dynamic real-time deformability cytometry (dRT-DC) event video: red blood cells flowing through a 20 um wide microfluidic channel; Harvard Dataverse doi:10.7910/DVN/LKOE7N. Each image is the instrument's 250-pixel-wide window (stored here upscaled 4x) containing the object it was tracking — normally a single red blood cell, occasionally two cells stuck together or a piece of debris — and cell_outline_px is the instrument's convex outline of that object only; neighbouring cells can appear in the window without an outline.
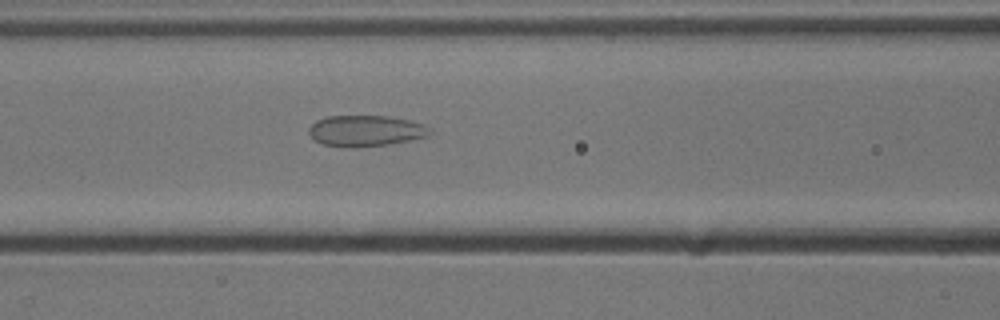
{"species": "common noctule bat (a hibernating species)", "species_latin": "Nyctalus noctula", "temperature_condition": "cold", "stored_images_in_passage": 34, "camera_frame_rate_fps": 3000, "um_per_image_px": 0.085, "animal": {"sex": "male", "body_mass_g": 13.3}, "frame": {"image": 1, "passage_image": 6, "time_ms": 1.667, "image_size_px": [1000, 320], "cell_outline_px": [[432, 132], [428, 136], [388, 144], [356, 148], [352, 148], [324, 144], [316, 140], [308, 132], [308, 128], [316, 120], [328, 116], [388, 116], [408, 120], [424, 124], [432, 128]], "centroid_in_image_um": [31.1, 11.11], "position_along_channel_um": 135.5, "area_um2": 21.85}}
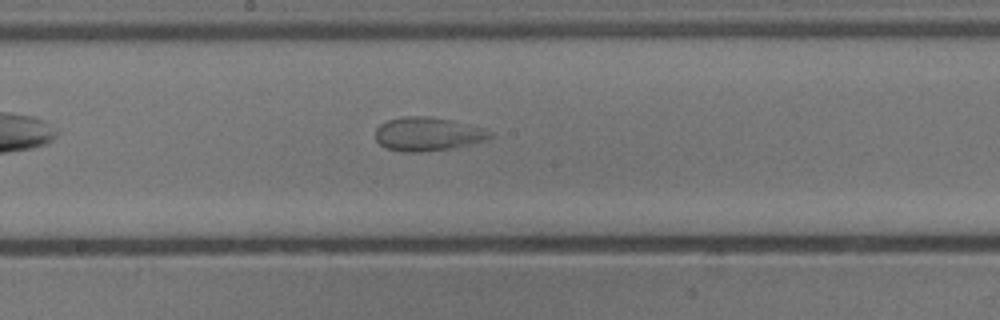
{"frame": {"image": 2, "passage_image": 12, "time_ms": 3.667, "image_size_px": [1000, 320], "cell_outline_px": [[492, 136], [484, 140], [452, 148], [420, 152], [400, 152], [384, 148], [376, 140], [376, 128], [380, 124], [388, 120], [404, 116], [428, 116], [452, 120], [484, 128], [492, 132]], "centroid_in_image_um": [36.32, 11.39], "position_along_channel_um": 211.9, "area_um2": 22.48}}
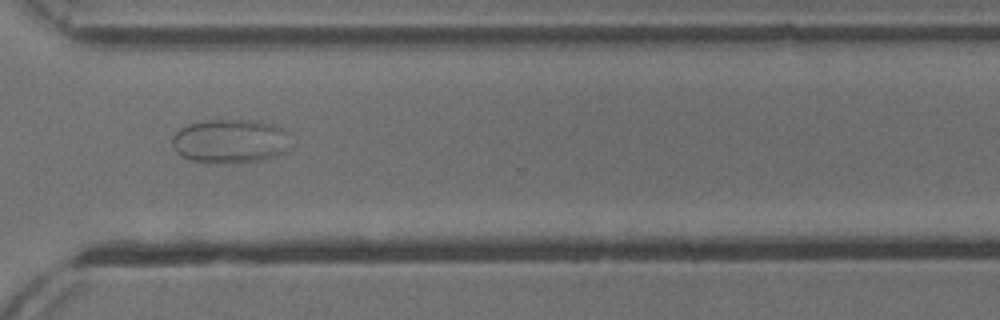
{"frame": {"image": 3, "passage_image": 23, "time_ms": 7.333, "image_size_px": [1000, 320], "cell_outline_px": [[288, 148], [284, 152], [260, 160], [232, 164], [216, 164], [192, 160], [180, 156], [176, 152], [172, 144], [172, 136], [180, 128], [188, 124], [208, 120], [256, 120], [272, 124], [280, 128]], "centroid_in_image_um": [19.45, 12.01], "position_along_channel_um": 351.1, "area_um2": 30.11}}